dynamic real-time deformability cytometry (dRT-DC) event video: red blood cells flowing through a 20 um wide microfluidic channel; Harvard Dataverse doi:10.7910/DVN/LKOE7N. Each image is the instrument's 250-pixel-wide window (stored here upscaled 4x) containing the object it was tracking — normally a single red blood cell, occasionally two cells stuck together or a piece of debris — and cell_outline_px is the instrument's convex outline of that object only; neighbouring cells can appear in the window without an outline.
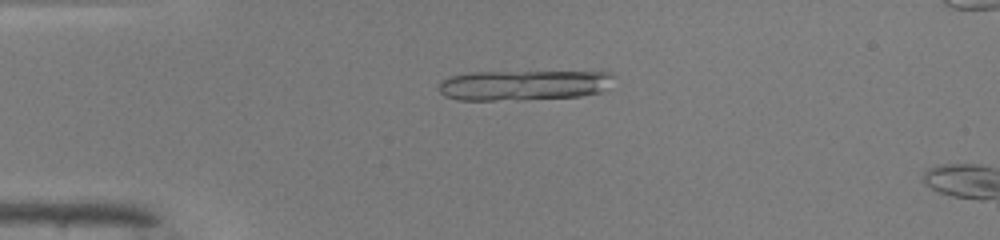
{"species": "common noctule bat (a hibernating species)", "species_latin": "Nyctalus noctula", "temperature_condition": "warm", "stored_images_in_passage": 14, "camera_frame_rate_fps": 3000, "um_per_image_px": 0.085, "animal": {"sex": "male", "body_mass_g": 19.0, "forearm_length_mm": 50.8}, "frame": {"image": 1, "passage_image": 12, "time_ms": 3.667, "image_size_px": [1000, 240], "cell_outline_px": [[616, 76], [600, 92], [580, 96], [524, 100], [456, 100], [444, 96], [440, 92], [440, 80], [448, 76], [468, 72], [612, 72]], "centroid_in_image_um": [44.45, 7.24], "position_along_channel_um": 40.6, "area_um2": 31.04}}